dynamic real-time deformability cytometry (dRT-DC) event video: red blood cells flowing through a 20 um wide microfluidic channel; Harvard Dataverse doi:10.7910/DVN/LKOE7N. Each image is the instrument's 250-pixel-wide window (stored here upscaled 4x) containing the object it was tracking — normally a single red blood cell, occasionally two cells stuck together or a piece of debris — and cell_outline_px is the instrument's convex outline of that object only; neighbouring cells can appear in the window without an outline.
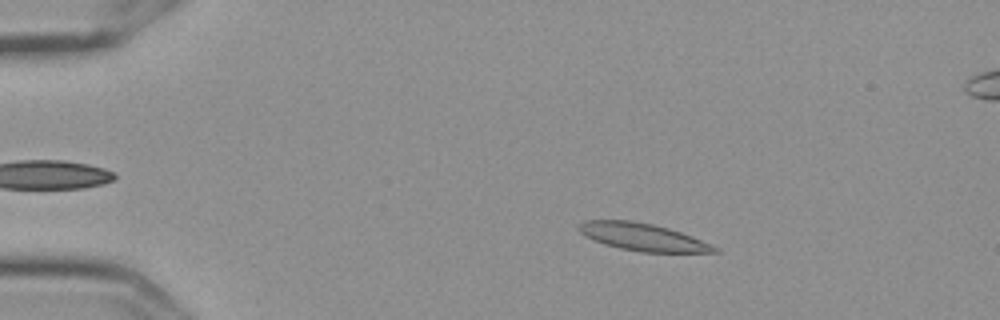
{"species": "Egyptian fruit bat (a non-hibernating species)", "species_latin": "Rousettus aegyptiacus", "temperature_condition": "cold", "stored_images_in_passage": 57, "camera_frame_rate_fps": 3000, "um_per_image_px": 0.085, "frame": {"image": 1, "passage_image": 11, "time_ms": 3.333, "image_size_px": [1000, 320], "cell_outline_px": [[720, 252], [640, 252], [620, 248], [604, 244], [592, 240], [584, 236], [576, 228], [584, 220], [628, 220], [652, 224], [668, 228], [680, 232], [700, 240], [716, 248]], "centroid_in_image_um": [54.53, 20.14], "position_along_channel_um": 30.5, "area_um2": 21.39}}
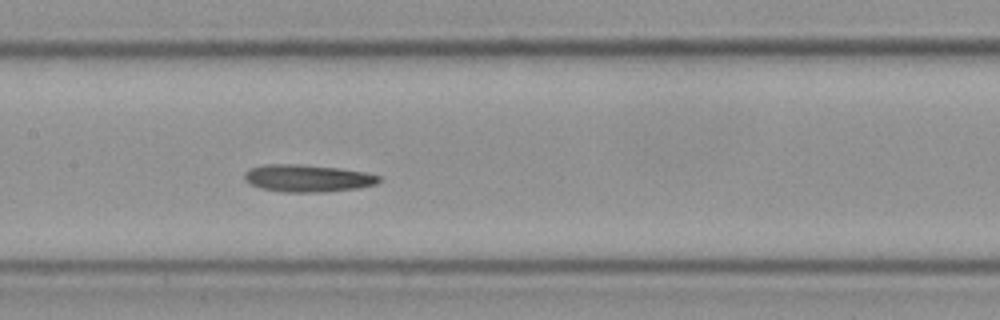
{"frame": {"image": 2, "passage_image": 29, "time_ms": 9.333, "image_size_px": [1000, 320], "cell_outline_px": [[380, 180], [376, 184], [360, 188], [328, 192], [284, 192], [260, 188], [252, 184], [244, 176], [244, 172], [248, 168], [264, 164], [296, 164], [340, 168], [364, 172], [380, 176]], "centroid_in_image_um": [26.15, 15.15], "position_along_channel_um": 181.2, "area_um2": 21.44}}
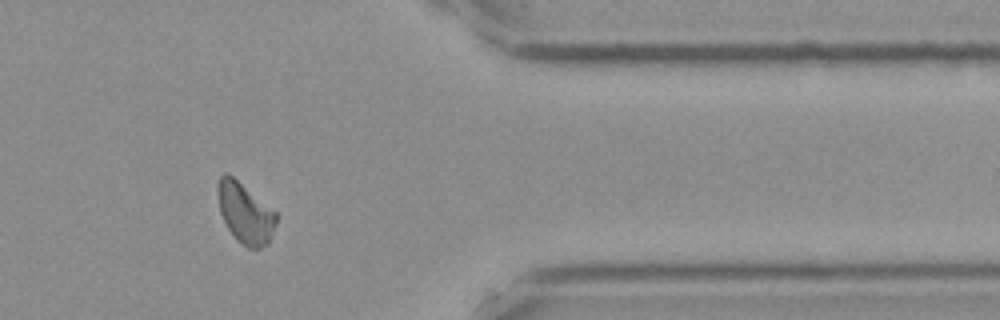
{"frame": {"image": 3, "passage_image": 48, "time_ms": 15.667, "image_size_px": [1000, 320], "cell_outline_px": [[276, 224], [268, 244], [260, 248], [248, 248], [236, 240], [228, 228], [220, 212], [216, 188], [220, 176], [224, 172], [228, 172], [276, 212]], "centroid_in_image_um": [20.82, 18.1], "position_along_channel_um": 390.6, "area_um2": 20.58}, "authors_computed_cell_mechanics": {"area_um2": 20.808, "velocity_mm_per_s": 3.572, "shape_relaxation_time_tau1_ms": null, "shape_relaxation_time_tau2_ms": 6.2776, "deformation_change_tau1": null, "deformation_change_tau2": 0.1428}}